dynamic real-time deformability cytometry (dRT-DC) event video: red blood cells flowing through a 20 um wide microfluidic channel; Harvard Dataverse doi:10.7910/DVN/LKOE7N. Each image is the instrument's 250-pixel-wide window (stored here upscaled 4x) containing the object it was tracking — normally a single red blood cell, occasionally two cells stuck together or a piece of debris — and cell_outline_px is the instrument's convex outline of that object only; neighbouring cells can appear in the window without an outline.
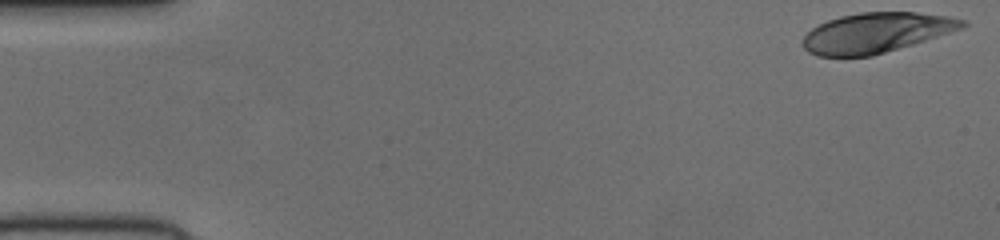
{"species": "human", "species_latin": "Homo sapiens", "temperature_condition": "cold", "stored_images_in_passage": 51, "camera_frame_rate_fps": 3000, "um_per_image_px": 0.085, "donor": {"sex": "female"}, "frame": {"image": 1, "passage_image": 1, "time_ms": 0.0, "image_size_px": [1000, 240], "cell_outline_px": [[968, 24], [964, 28], [912, 44], [872, 56], [816, 56], [808, 52], [804, 48], [804, 36], [812, 28], [828, 20], [840, 16], [860, 12], [916, 12], [948, 16], [964, 20]], "centroid_in_image_um": [74.48, 2.77], "position_along_channel_um": 10.5, "area_um2": 36.93}}
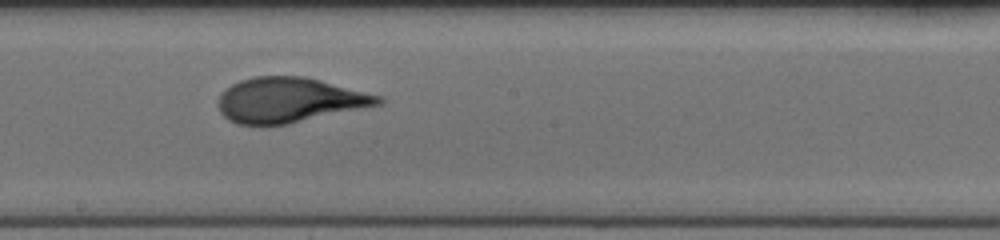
{"frame": {"image": 2, "passage_image": 28, "time_ms": 9.0, "image_size_px": [1000, 240], "cell_outline_px": [[384, 100], [380, 104], [288, 124], [236, 124], [228, 120], [220, 112], [220, 96], [232, 84], [240, 80], [256, 76], [304, 76], [384, 96]], "centroid_in_image_um": [24.62, 8.5], "position_along_channel_um": 223.6, "area_um2": 41.44}}
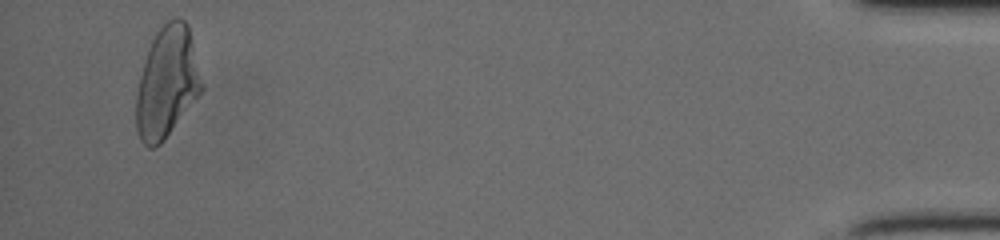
{"frame": {"image": 3, "passage_image": 49, "time_ms": 16.0, "image_size_px": [1000, 240], "cell_outline_px": [[204, 88], [164, 140], [160, 144], [152, 148], [148, 148], [140, 140], [136, 128], [136, 96], [140, 76], [144, 60], [148, 48], [156, 32], [168, 20], [176, 16], [184, 20], [188, 24]], "centroid_in_image_um": [14.18, 7.0], "position_along_channel_um": 421.0, "area_um2": 42.19}}